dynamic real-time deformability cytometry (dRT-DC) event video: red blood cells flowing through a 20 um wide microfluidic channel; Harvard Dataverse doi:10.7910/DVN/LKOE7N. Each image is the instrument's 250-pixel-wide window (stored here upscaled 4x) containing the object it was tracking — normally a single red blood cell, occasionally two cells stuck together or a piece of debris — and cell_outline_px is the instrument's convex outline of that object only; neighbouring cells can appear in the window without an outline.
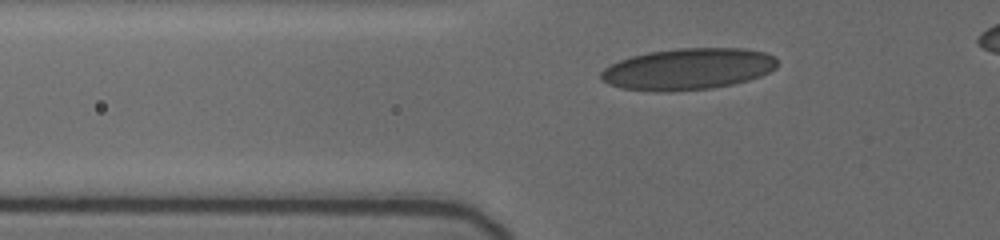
{"species": "human", "species_latin": "Homo sapiens", "temperature_condition": "cold", "stored_images_in_passage": 67, "camera_frame_rate_fps": 3000, "um_per_image_px": 0.085, "donor": {"sex": "female"}, "frame": {"image": 1, "passage_image": 2, "time_ms": 0.333, "image_size_px": [1000, 240], "cell_outline_px": [[776, 68], [760, 76], [748, 80], [732, 84], [712, 88], [668, 92], [656, 92], [620, 88], [608, 84], [600, 80], [600, 72], [604, 68], [620, 60], [632, 56], [648, 52], [676, 48], [744, 48], [764, 52], [772, 56], [776, 60]], "centroid_in_image_um": [58.43, 5.87], "position_along_channel_um": 67.4, "area_um2": 42.77}}
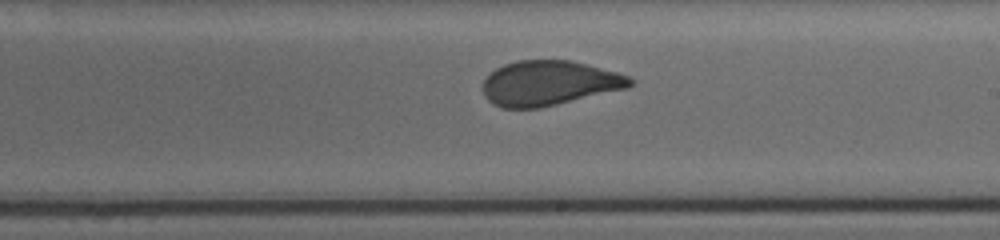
{"frame": {"image": 2, "passage_image": 43, "time_ms": 5.333, "image_size_px": [1000, 240], "cell_outline_px": [[632, 84], [628, 88], [540, 108], [504, 108], [492, 104], [484, 96], [480, 88], [484, 80], [496, 68], [504, 64], [516, 60], [572, 60], [616, 72], [628, 76], [632, 80]], "centroid_in_image_um": [46.63, 7.07], "position_along_channel_um": 242.4, "area_um2": 38.55}}
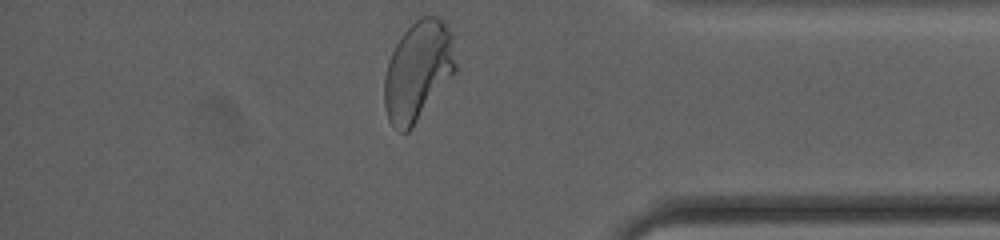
{"frame": {"image": 3, "passage_image": 66, "time_ms": 10.0, "image_size_px": [1000, 240], "cell_outline_px": [[456, 72], [408, 132], [400, 132], [388, 120], [384, 108], [384, 76], [388, 60], [396, 44], [404, 32], [416, 20], [424, 16], [436, 16], [444, 20], [452, 36], [456, 64]], "centroid_in_image_um": [35.52, 6.03], "position_along_channel_um": 399.7, "area_um2": 41.27}, "authors_computed_cell_mechanics": {"area_um2": 39.3618, "velocity_mm_per_s": 3.6686, "shape_relaxation_time_tau1_ms": 10.2999, "shape_relaxation_time_tau2_ms": null, "deformation_change_tau1": 0.234, "deformation_change_tau2": null}}